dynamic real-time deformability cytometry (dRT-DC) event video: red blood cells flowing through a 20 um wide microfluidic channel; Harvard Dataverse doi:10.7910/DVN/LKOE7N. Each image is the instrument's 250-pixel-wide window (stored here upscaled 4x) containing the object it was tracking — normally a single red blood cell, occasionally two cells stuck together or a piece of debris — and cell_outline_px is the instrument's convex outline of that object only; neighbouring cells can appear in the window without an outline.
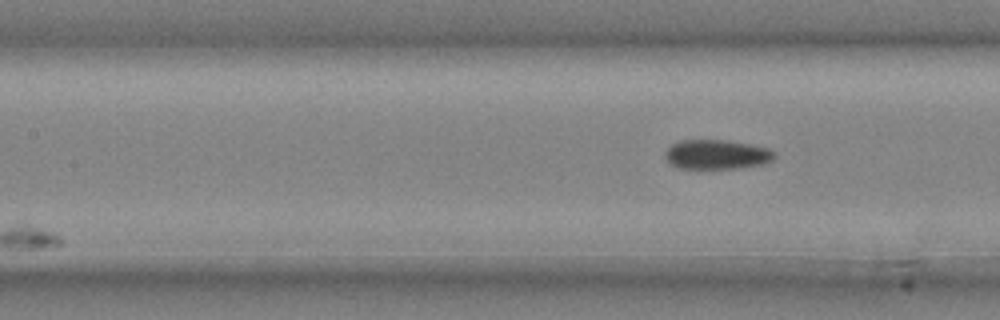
{"species": "common noctule bat (a hibernating species)", "species_latin": "Nyctalus noctula", "temperature_condition": "cold", "stored_images_in_passage": 8, "camera_frame_rate_fps": 3000, "um_per_image_px": 0.085, "animal": {"sex": "male", "body_mass_g": 20.4}, "frame": {"image": 1, "passage_image": 8, "time_ms": 2.333, "image_size_px": [1000, 320], "cell_outline_px": [[776, 156], [772, 160], [764, 164], [736, 168], [680, 168], [668, 164], [664, 156], [664, 152], [672, 144], [680, 140], [724, 140], [748, 144], [768, 148], [776, 152]], "centroid_in_image_um": [60.9, 13.13], "position_along_channel_um": 146.5, "area_um2": 18.84}}